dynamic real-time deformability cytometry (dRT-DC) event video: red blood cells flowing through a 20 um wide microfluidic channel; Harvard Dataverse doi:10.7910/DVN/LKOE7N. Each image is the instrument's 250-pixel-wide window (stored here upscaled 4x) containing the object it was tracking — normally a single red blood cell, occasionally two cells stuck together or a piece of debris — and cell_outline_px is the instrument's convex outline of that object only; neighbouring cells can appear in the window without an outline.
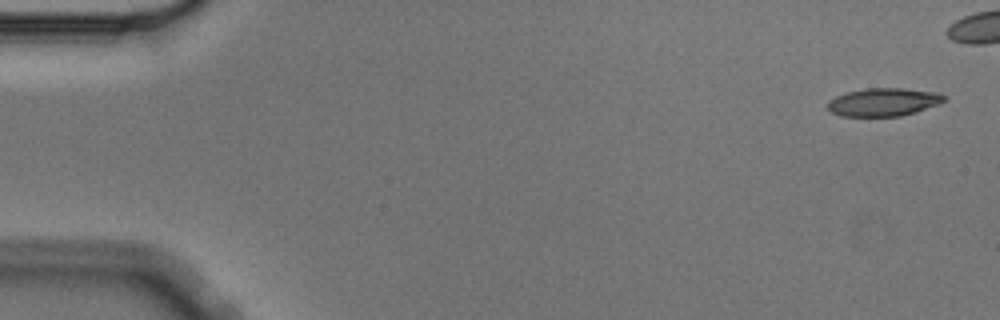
{"species": "Egyptian fruit bat (a non-hibernating species)", "species_latin": "Rousettus aegyptiacus", "temperature_condition": "cold", "stored_images_in_passage": 5, "segment_of_instrument_passage": [2, 2], "camera_frame_rate_fps": 3000, "um_per_image_px": 0.085, "animal": {"sex": "male"}, "frame": {"image": 1, "passage_image": 5, "time_ms": 1.333, "image_size_px": [1000, 320], "cell_outline_px": [[948, 100], [940, 104], [916, 112], [900, 116], [840, 116], [832, 112], [828, 108], [828, 100], [844, 92], [868, 88], [904, 88], [940, 92], [948, 96]], "centroid_in_image_um": [75.17, 8.66], "position_along_channel_um": 9.8, "area_um2": 19.42}}